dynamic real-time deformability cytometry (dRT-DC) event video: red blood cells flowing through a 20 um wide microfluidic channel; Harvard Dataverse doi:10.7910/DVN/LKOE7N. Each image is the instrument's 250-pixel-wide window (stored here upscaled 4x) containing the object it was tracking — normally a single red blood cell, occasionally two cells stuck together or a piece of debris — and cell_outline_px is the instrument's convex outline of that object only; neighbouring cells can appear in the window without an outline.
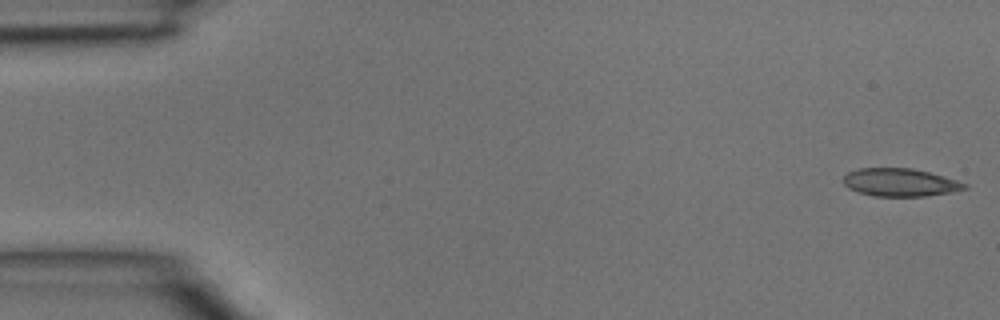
{"species": "common noctule bat (a hibernating species)", "species_latin": "Nyctalus noctula", "temperature_condition": "room temperature", "stored_images_in_passage": 4, "camera_frame_rate_fps": 3000, "um_per_image_px": 0.085, "animal": {"sex": "male", "body_mass_g": 15.6}, "frame": {"image": 1, "passage_image": 1, "time_ms": 0.0, "image_size_px": [1000, 320], "cell_outline_px": [[968, 188], [952, 192], [924, 196], [876, 196], [860, 192], [848, 188], [844, 184], [844, 176], [848, 172], [860, 168], [912, 168], [944, 176], [968, 184]], "centroid_in_image_um": [76.53, 15.5], "position_along_channel_um": 8.5, "area_um2": 19.59}}
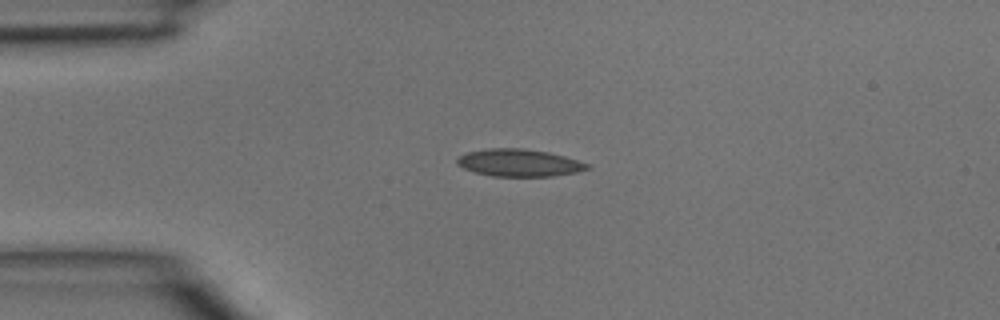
{"frame": {"image": 2, "passage_image": 3, "time_ms": 0.667, "image_size_px": [1000, 320], "cell_outline_px": [[592, 168], [576, 172], [552, 176], [492, 176], [476, 172], [464, 168], [456, 164], [456, 160], [460, 156], [468, 152], [488, 148], [520, 148], [548, 152], [564, 156], [588, 164]], "centroid_in_image_um": [44.12, 13.84], "position_along_channel_um": 40.9, "area_um2": 20.52}}